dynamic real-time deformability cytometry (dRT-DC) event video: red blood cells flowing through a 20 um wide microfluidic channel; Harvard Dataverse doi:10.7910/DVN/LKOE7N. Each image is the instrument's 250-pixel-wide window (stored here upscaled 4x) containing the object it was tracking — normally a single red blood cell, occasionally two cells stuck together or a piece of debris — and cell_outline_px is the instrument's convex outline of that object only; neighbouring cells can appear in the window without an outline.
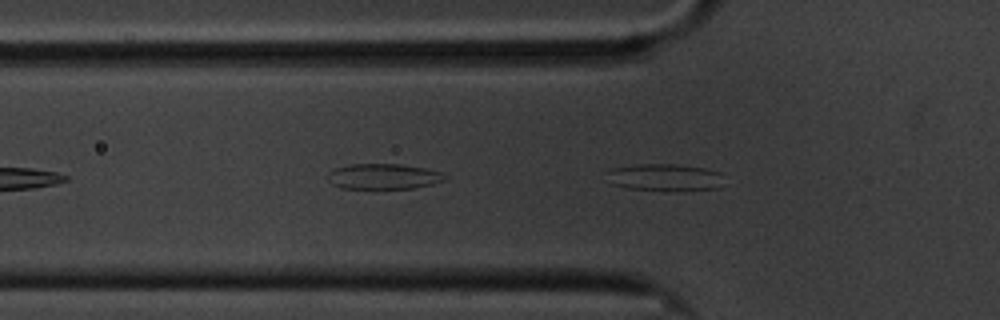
{"species": "common noctule bat (a hibernating species)", "species_latin": "Nyctalus noctula", "temperature_condition": "cold", "stored_images_in_passage": 37, "camera_frame_rate_fps": 3000, "um_per_image_px": 0.085, "animal": {"sex": "male", "body_mass_g": 20.1, "forearm_length_mm": 53.5}, "frame": {"image": 1, "passage_image": 3, "time_ms": 0.667, "image_size_px": [1000, 320], "cell_outline_px": [[720, 188], [676, 192], [628, 188], [612, 184], [608, 172], [612, 168], [636, 164], [676, 164], [704, 168], [720, 172]], "centroid_in_image_um": [56.53, 15.09], "position_along_channel_um": 69.3, "area_um2": 18.61}}
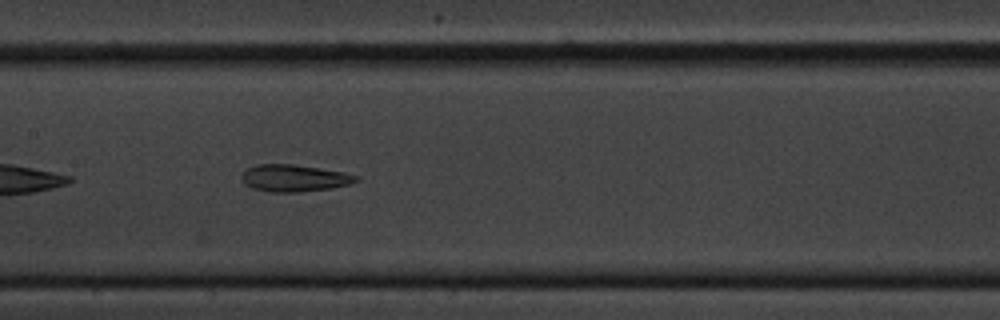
{"frame": {"image": 2, "passage_image": 13, "time_ms": 4.0, "image_size_px": [1000, 320], "cell_outline_px": [[360, 180], [348, 184], [328, 188], [300, 192], [272, 192], [252, 188], [244, 184], [240, 176], [244, 168], [256, 164], [292, 164], [344, 172], [360, 176]], "centroid_in_image_um": [24.95, 15.13], "position_along_channel_um": 182.4, "area_um2": 18.09}}
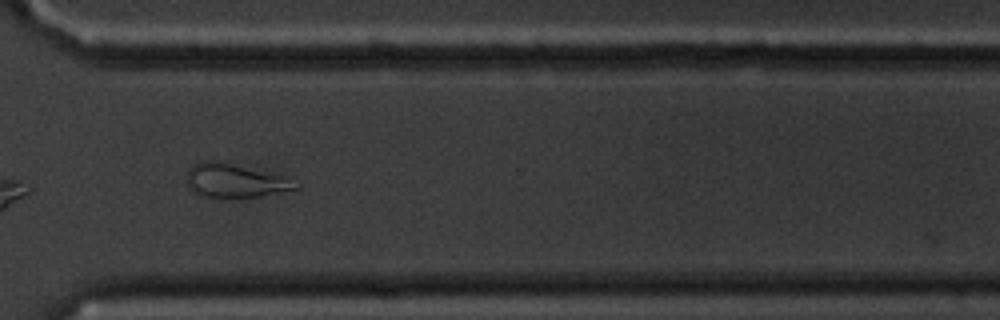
{"frame": {"image": 3, "passage_image": 28, "time_ms": 9.0, "image_size_px": [1000, 320], "cell_outline_px": [[304, 184], [300, 188], [256, 196], [228, 200], [200, 196], [188, 188], [188, 168], [192, 164], [200, 160], [212, 160], [284, 176]], "centroid_in_image_um": [19.95, 15.39], "position_along_channel_um": 350.6, "area_um2": 21.73}}